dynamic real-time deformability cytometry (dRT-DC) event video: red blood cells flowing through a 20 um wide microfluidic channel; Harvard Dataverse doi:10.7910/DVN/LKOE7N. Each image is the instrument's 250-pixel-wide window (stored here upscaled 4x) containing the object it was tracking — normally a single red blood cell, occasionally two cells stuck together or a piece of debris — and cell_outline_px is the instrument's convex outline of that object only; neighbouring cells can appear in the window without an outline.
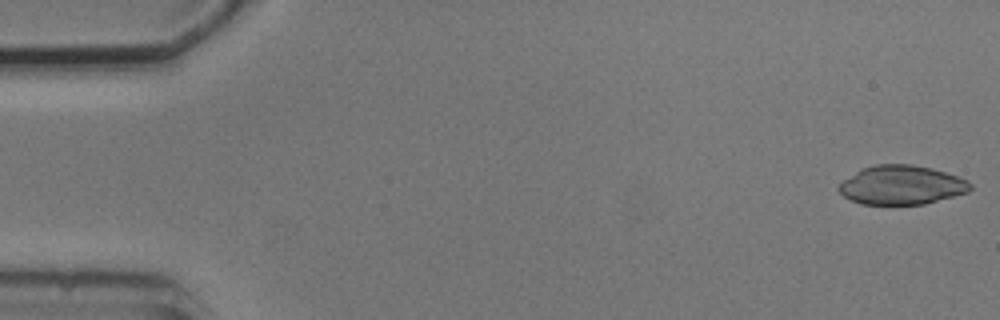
{"species": "common noctule bat (a hibernating species)", "species_latin": "Nyctalus noctula", "temperature_condition": "cold", "stored_images_in_passage": 6, "camera_frame_rate_fps": 3000, "um_per_image_px": 0.085, "animal": {"sex": "male", "body_mass_g": 20.5, "forearm_length_mm": 52.5}, "frame": {"image": 1, "passage_image": 1, "time_ms": 0.0, "image_size_px": [1000, 320], "cell_outline_px": [[972, 188], [968, 192], [924, 204], [860, 204], [844, 196], [836, 188], [844, 180], [860, 168], [876, 164], [912, 164], [932, 168], [968, 180], [972, 184]], "centroid_in_image_um": [76.63, 15.72], "position_along_channel_um": 8.4, "area_um2": 29.88}}